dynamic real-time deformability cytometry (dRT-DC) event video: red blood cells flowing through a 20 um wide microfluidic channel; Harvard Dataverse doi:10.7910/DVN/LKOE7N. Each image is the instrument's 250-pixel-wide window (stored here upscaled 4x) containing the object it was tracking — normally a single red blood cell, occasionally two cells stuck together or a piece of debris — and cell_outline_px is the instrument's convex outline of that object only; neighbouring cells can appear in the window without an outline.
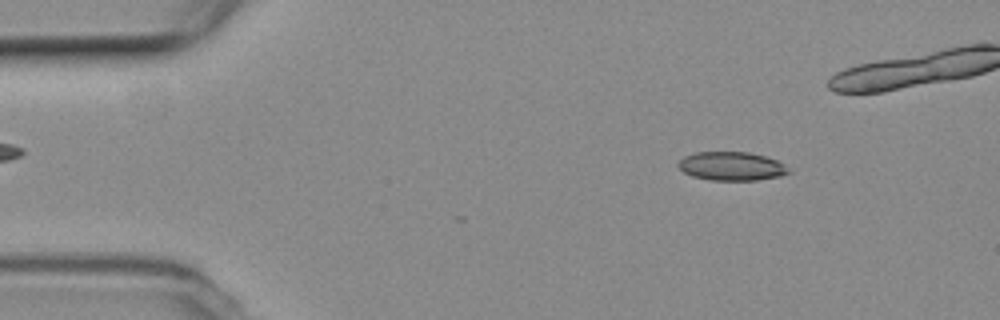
{"species": "common noctule bat (a hibernating species)", "species_latin": "Nyctalus noctula", "temperature_condition": "room temperature", "stored_images_in_passage": 3, "camera_frame_rate_fps": 3000, "um_per_image_px": 0.085, "animal": {"sex": "female", "body_mass_g": 19.3, "forearm_length_mm": 54.1}, "frame": {"image": 1, "passage_image": 3, "time_ms": 0.667, "image_size_px": [1000, 320], "cell_outline_px": [[792, 172], [780, 176], [756, 180], [712, 180], [692, 176], [684, 172], [676, 164], [684, 156], [696, 152], [748, 152], [764, 156], [776, 160], [792, 168]], "centroid_in_image_um": [62.21, 14.12], "position_along_channel_um": 22.8, "area_um2": 18.5}}